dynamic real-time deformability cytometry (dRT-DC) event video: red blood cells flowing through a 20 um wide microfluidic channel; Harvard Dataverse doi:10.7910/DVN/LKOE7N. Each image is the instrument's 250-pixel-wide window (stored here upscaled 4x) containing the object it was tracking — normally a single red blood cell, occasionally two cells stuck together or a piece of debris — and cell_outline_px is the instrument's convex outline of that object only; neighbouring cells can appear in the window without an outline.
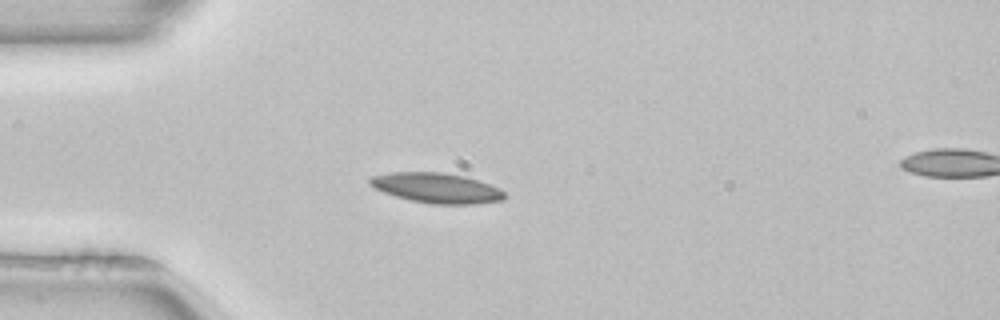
{"species": "common noctule bat (a hibernating species)", "species_latin": "Nyctalus noctula", "temperature_condition": "room temperature", "stored_images_in_passage": 45, "camera_frame_rate_fps": 3000, "um_per_image_px": 0.085, "animal": {"sex": "female", "body_mass_g": 22.7, "forearm_length_mm": 54.2}, "frame": {"image": 1, "passage_image": 7, "time_ms": 2.0, "image_size_px": [1000, 320], "cell_outline_px": [[508, 196], [504, 200], [476, 204], [432, 204], [412, 200], [396, 196], [384, 192], [368, 184], [368, 180], [372, 176], [388, 172], [444, 172], [464, 176], [500, 188]], "centroid_in_image_um": [37.13, 15.97], "position_along_channel_um": 47.9, "area_um2": 23.64}}
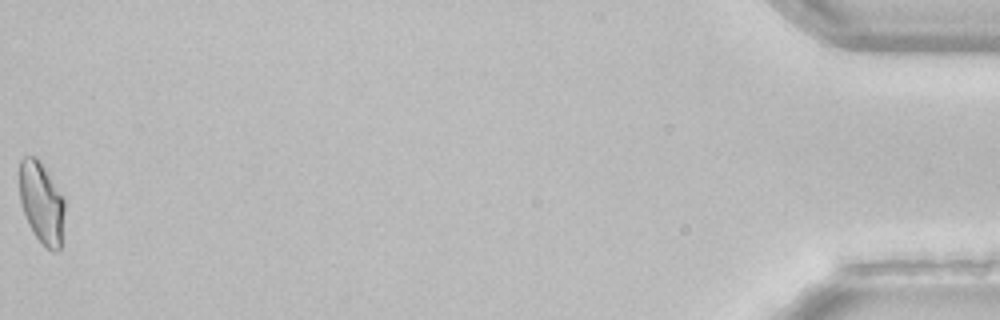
{"frame": {"image": 2, "passage_image": 45, "time_ms": 14.667, "image_size_px": [1000, 320], "cell_outline_px": [[64, 212], [60, 248], [56, 252], [52, 252], [36, 236], [28, 224], [20, 200], [20, 160], [24, 156], [36, 156], [64, 200]], "centroid_in_image_um": [3.52, 17.25], "position_along_channel_um": 431.7, "area_um2": 20.81}}